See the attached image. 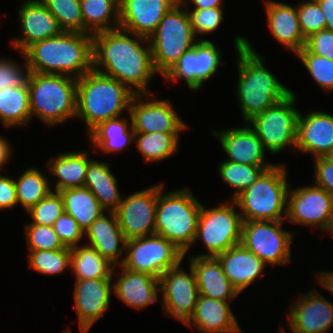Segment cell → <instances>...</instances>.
<instances>
[{
	"label": "cell",
	"instance_id": "1",
	"mask_svg": "<svg viewBox=\"0 0 333 333\" xmlns=\"http://www.w3.org/2000/svg\"><path fill=\"white\" fill-rule=\"evenodd\" d=\"M142 42L148 46L142 47ZM92 55L93 70L117 79L135 94H144L148 98L153 95L147 86L158 72L148 38L121 28L101 31L92 35Z\"/></svg>",
	"mask_w": 333,
	"mask_h": 333
},
{
	"label": "cell",
	"instance_id": "2",
	"mask_svg": "<svg viewBox=\"0 0 333 333\" xmlns=\"http://www.w3.org/2000/svg\"><path fill=\"white\" fill-rule=\"evenodd\" d=\"M238 57L237 96L245 123L282 101L292 91L265 67L263 56L257 54L249 41L241 36L234 39Z\"/></svg>",
	"mask_w": 333,
	"mask_h": 333
},
{
	"label": "cell",
	"instance_id": "3",
	"mask_svg": "<svg viewBox=\"0 0 333 333\" xmlns=\"http://www.w3.org/2000/svg\"><path fill=\"white\" fill-rule=\"evenodd\" d=\"M22 54L30 72L78 79L93 69L92 34L62 31L33 43Z\"/></svg>",
	"mask_w": 333,
	"mask_h": 333
},
{
	"label": "cell",
	"instance_id": "4",
	"mask_svg": "<svg viewBox=\"0 0 333 333\" xmlns=\"http://www.w3.org/2000/svg\"><path fill=\"white\" fill-rule=\"evenodd\" d=\"M135 95L117 79L92 69L77 79L76 117L84 119L89 134L100 123L129 111Z\"/></svg>",
	"mask_w": 333,
	"mask_h": 333
},
{
	"label": "cell",
	"instance_id": "5",
	"mask_svg": "<svg viewBox=\"0 0 333 333\" xmlns=\"http://www.w3.org/2000/svg\"><path fill=\"white\" fill-rule=\"evenodd\" d=\"M159 184L155 234L173 243L184 255L194 244L202 204L187 188L163 194Z\"/></svg>",
	"mask_w": 333,
	"mask_h": 333
},
{
	"label": "cell",
	"instance_id": "6",
	"mask_svg": "<svg viewBox=\"0 0 333 333\" xmlns=\"http://www.w3.org/2000/svg\"><path fill=\"white\" fill-rule=\"evenodd\" d=\"M27 83L32 118L38 116L53 126L76 117L77 78L30 72Z\"/></svg>",
	"mask_w": 333,
	"mask_h": 333
},
{
	"label": "cell",
	"instance_id": "7",
	"mask_svg": "<svg viewBox=\"0 0 333 333\" xmlns=\"http://www.w3.org/2000/svg\"><path fill=\"white\" fill-rule=\"evenodd\" d=\"M284 165H273L234 201L243 221H283L287 215L289 185ZM284 211V215H282ZM284 216V218H283Z\"/></svg>",
	"mask_w": 333,
	"mask_h": 333
},
{
	"label": "cell",
	"instance_id": "8",
	"mask_svg": "<svg viewBox=\"0 0 333 333\" xmlns=\"http://www.w3.org/2000/svg\"><path fill=\"white\" fill-rule=\"evenodd\" d=\"M181 6V1L173 6L148 38L155 69L163 77L199 41L194 35L187 8L183 10Z\"/></svg>",
	"mask_w": 333,
	"mask_h": 333
},
{
	"label": "cell",
	"instance_id": "9",
	"mask_svg": "<svg viewBox=\"0 0 333 333\" xmlns=\"http://www.w3.org/2000/svg\"><path fill=\"white\" fill-rule=\"evenodd\" d=\"M230 202L207 210L202 205L194 244L202 239L208 254L198 257H216L241 243L243 218L235 212L236 202Z\"/></svg>",
	"mask_w": 333,
	"mask_h": 333
},
{
	"label": "cell",
	"instance_id": "10",
	"mask_svg": "<svg viewBox=\"0 0 333 333\" xmlns=\"http://www.w3.org/2000/svg\"><path fill=\"white\" fill-rule=\"evenodd\" d=\"M296 94L292 92L282 101L254 116L252 125L265 150L271 154L281 152L287 145L295 150L297 122L300 112L295 109Z\"/></svg>",
	"mask_w": 333,
	"mask_h": 333
},
{
	"label": "cell",
	"instance_id": "11",
	"mask_svg": "<svg viewBox=\"0 0 333 333\" xmlns=\"http://www.w3.org/2000/svg\"><path fill=\"white\" fill-rule=\"evenodd\" d=\"M126 257L120 265L126 269L159 278L170 268L181 264L184 253L163 236L153 234L126 240Z\"/></svg>",
	"mask_w": 333,
	"mask_h": 333
},
{
	"label": "cell",
	"instance_id": "12",
	"mask_svg": "<svg viewBox=\"0 0 333 333\" xmlns=\"http://www.w3.org/2000/svg\"><path fill=\"white\" fill-rule=\"evenodd\" d=\"M282 223L243 221L241 244L270 266L289 264L293 232L281 229Z\"/></svg>",
	"mask_w": 333,
	"mask_h": 333
},
{
	"label": "cell",
	"instance_id": "13",
	"mask_svg": "<svg viewBox=\"0 0 333 333\" xmlns=\"http://www.w3.org/2000/svg\"><path fill=\"white\" fill-rule=\"evenodd\" d=\"M159 184L122 199L115 211L126 240L155 234Z\"/></svg>",
	"mask_w": 333,
	"mask_h": 333
},
{
	"label": "cell",
	"instance_id": "14",
	"mask_svg": "<svg viewBox=\"0 0 333 333\" xmlns=\"http://www.w3.org/2000/svg\"><path fill=\"white\" fill-rule=\"evenodd\" d=\"M179 267L180 264L161 275L159 290L165 312L184 324L194 312L199 290L192 267L189 266V274Z\"/></svg>",
	"mask_w": 333,
	"mask_h": 333
},
{
	"label": "cell",
	"instance_id": "15",
	"mask_svg": "<svg viewBox=\"0 0 333 333\" xmlns=\"http://www.w3.org/2000/svg\"><path fill=\"white\" fill-rule=\"evenodd\" d=\"M332 210L333 196L315 184L288 191L286 219L291 223L324 230Z\"/></svg>",
	"mask_w": 333,
	"mask_h": 333
},
{
	"label": "cell",
	"instance_id": "16",
	"mask_svg": "<svg viewBox=\"0 0 333 333\" xmlns=\"http://www.w3.org/2000/svg\"><path fill=\"white\" fill-rule=\"evenodd\" d=\"M221 52L209 40H199L185 52L179 61L164 76L167 81L182 78L192 90H199L204 81L209 80L220 65Z\"/></svg>",
	"mask_w": 333,
	"mask_h": 333
},
{
	"label": "cell",
	"instance_id": "17",
	"mask_svg": "<svg viewBox=\"0 0 333 333\" xmlns=\"http://www.w3.org/2000/svg\"><path fill=\"white\" fill-rule=\"evenodd\" d=\"M142 96L144 94L134 96L129 110L135 133H181L187 129V125L173 110L171 101L153 97L151 101L144 102Z\"/></svg>",
	"mask_w": 333,
	"mask_h": 333
},
{
	"label": "cell",
	"instance_id": "18",
	"mask_svg": "<svg viewBox=\"0 0 333 333\" xmlns=\"http://www.w3.org/2000/svg\"><path fill=\"white\" fill-rule=\"evenodd\" d=\"M112 278L76 280L74 302L80 333H87L108 310Z\"/></svg>",
	"mask_w": 333,
	"mask_h": 333
},
{
	"label": "cell",
	"instance_id": "19",
	"mask_svg": "<svg viewBox=\"0 0 333 333\" xmlns=\"http://www.w3.org/2000/svg\"><path fill=\"white\" fill-rule=\"evenodd\" d=\"M293 305L288 319L293 333H327L332 326L333 303L316 290L302 294Z\"/></svg>",
	"mask_w": 333,
	"mask_h": 333
},
{
	"label": "cell",
	"instance_id": "20",
	"mask_svg": "<svg viewBox=\"0 0 333 333\" xmlns=\"http://www.w3.org/2000/svg\"><path fill=\"white\" fill-rule=\"evenodd\" d=\"M180 0H123L119 28L149 38L164 15Z\"/></svg>",
	"mask_w": 333,
	"mask_h": 333
},
{
	"label": "cell",
	"instance_id": "21",
	"mask_svg": "<svg viewBox=\"0 0 333 333\" xmlns=\"http://www.w3.org/2000/svg\"><path fill=\"white\" fill-rule=\"evenodd\" d=\"M22 36L13 46L23 53L33 43L59 35L62 30L54 15L40 0H27L19 9Z\"/></svg>",
	"mask_w": 333,
	"mask_h": 333
},
{
	"label": "cell",
	"instance_id": "22",
	"mask_svg": "<svg viewBox=\"0 0 333 333\" xmlns=\"http://www.w3.org/2000/svg\"><path fill=\"white\" fill-rule=\"evenodd\" d=\"M325 157L333 151V116L322 111L299 114L295 150Z\"/></svg>",
	"mask_w": 333,
	"mask_h": 333
},
{
	"label": "cell",
	"instance_id": "23",
	"mask_svg": "<svg viewBox=\"0 0 333 333\" xmlns=\"http://www.w3.org/2000/svg\"><path fill=\"white\" fill-rule=\"evenodd\" d=\"M246 124L240 128H230L220 132L214 130L212 134L219 138L221 147L228 155V161L261 166L266 170L273 165L265 164L266 150L256 132L248 123Z\"/></svg>",
	"mask_w": 333,
	"mask_h": 333
},
{
	"label": "cell",
	"instance_id": "24",
	"mask_svg": "<svg viewBox=\"0 0 333 333\" xmlns=\"http://www.w3.org/2000/svg\"><path fill=\"white\" fill-rule=\"evenodd\" d=\"M229 302L199 295L193 314L184 324L205 333H243Z\"/></svg>",
	"mask_w": 333,
	"mask_h": 333
},
{
	"label": "cell",
	"instance_id": "25",
	"mask_svg": "<svg viewBox=\"0 0 333 333\" xmlns=\"http://www.w3.org/2000/svg\"><path fill=\"white\" fill-rule=\"evenodd\" d=\"M224 274L241 293L262 274L264 263L241 243L216 256Z\"/></svg>",
	"mask_w": 333,
	"mask_h": 333
},
{
	"label": "cell",
	"instance_id": "26",
	"mask_svg": "<svg viewBox=\"0 0 333 333\" xmlns=\"http://www.w3.org/2000/svg\"><path fill=\"white\" fill-rule=\"evenodd\" d=\"M189 263L195 273L199 295L221 301H233L239 295L216 257L191 256Z\"/></svg>",
	"mask_w": 333,
	"mask_h": 333
},
{
	"label": "cell",
	"instance_id": "27",
	"mask_svg": "<svg viewBox=\"0 0 333 333\" xmlns=\"http://www.w3.org/2000/svg\"><path fill=\"white\" fill-rule=\"evenodd\" d=\"M122 268V274L113 284V293L130 307L138 310L155 303L158 300L159 278L147 273Z\"/></svg>",
	"mask_w": 333,
	"mask_h": 333
},
{
	"label": "cell",
	"instance_id": "28",
	"mask_svg": "<svg viewBox=\"0 0 333 333\" xmlns=\"http://www.w3.org/2000/svg\"><path fill=\"white\" fill-rule=\"evenodd\" d=\"M268 27L276 40L297 54L306 43L302 34L297 7L267 0L265 3Z\"/></svg>",
	"mask_w": 333,
	"mask_h": 333
},
{
	"label": "cell",
	"instance_id": "29",
	"mask_svg": "<svg viewBox=\"0 0 333 333\" xmlns=\"http://www.w3.org/2000/svg\"><path fill=\"white\" fill-rule=\"evenodd\" d=\"M108 214V218L105 213L97 218L84 234L87 235L88 242H90L89 246L95 248L113 265L118 266L119 264L120 266L117 258L122 256L126 249V239L119 226L116 213L108 212Z\"/></svg>",
	"mask_w": 333,
	"mask_h": 333
},
{
	"label": "cell",
	"instance_id": "30",
	"mask_svg": "<svg viewBox=\"0 0 333 333\" xmlns=\"http://www.w3.org/2000/svg\"><path fill=\"white\" fill-rule=\"evenodd\" d=\"M84 186L98 199L101 207L108 212H115L122 203L117 179L109 169L108 163L91 160L86 172Z\"/></svg>",
	"mask_w": 333,
	"mask_h": 333
},
{
	"label": "cell",
	"instance_id": "31",
	"mask_svg": "<svg viewBox=\"0 0 333 333\" xmlns=\"http://www.w3.org/2000/svg\"><path fill=\"white\" fill-rule=\"evenodd\" d=\"M92 159H89L86 151L59 153L57 157L48 161V169L56 180L55 191L84 186L87 167Z\"/></svg>",
	"mask_w": 333,
	"mask_h": 333
},
{
	"label": "cell",
	"instance_id": "32",
	"mask_svg": "<svg viewBox=\"0 0 333 333\" xmlns=\"http://www.w3.org/2000/svg\"><path fill=\"white\" fill-rule=\"evenodd\" d=\"M58 192L62 196L64 212L68 213L84 232L105 213L98 199L85 186Z\"/></svg>",
	"mask_w": 333,
	"mask_h": 333
},
{
	"label": "cell",
	"instance_id": "33",
	"mask_svg": "<svg viewBox=\"0 0 333 333\" xmlns=\"http://www.w3.org/2000/svg\"><path fill=\"white\" fill-rule=\"evenodd\" d=\"M130 123L127 118L119 117L108 119L95 127L88 135L94 149H101L104 153L119 152L134 142L135 132L132 126V118L129 113ZM130 124V125H128ZM131 126L130 130L129 127Z\"/></svg>",
	"mask_w": 333,
	"mask_h": 333
},
{
	"label": "cell",
	"instance_id": "34",
	"mask_svg": "<svg viewBox=\"0 0 333 333\" xmlns=\"http://www.w3.org/2000/svg\"><path fill=\"white\" fill-rule=\"evenodd\" d=\"M115 267L88 244L71 248L70 268L76 280L112 278Z\"/></svg>",
	"mask_w": 333,
	"mask_h": 333
},
{
	"label": "cell",
	"instance_id": "35",
	"mask_svg": "<svg viewBox=\"0 0 333 333\" xmlns=\"http://www.w3.org/2000/svg\"><path fill=\"white\" fill-rule=\"evenodd\" d=\"M80 7L85 34L93 35L101 31L119 28V4L114 0H80ZM109 23H113V26L111 27Z\"/></svg>",
	"mask_w": 333,
	"mask_h": 333
},
{
	"label": "cell",
	"instance_id": "36",
	"mask_svg": "<svg viewBox=\"0 0 333 333\" xmlns=\"http://www.w3.org/2000/svg\"><path fill=\"white\" fill-rule=\"evenodd\" d=\"M28 83L0 90V120L6 127L25 125L31 119Z\"/></svg>",
	"mask_w": 333,
	"mask_h": 333
},
{
	"label": "cell",
	"instance_id": "37",
	"mask_svg": "<svg viewBox=\"0 0 333 333\" xmlns=\"http://www.w3.org/2000/svg\"><path fill=\"white\" fill-rule=\"evenodd\" d=\"M136 147L148 162L168 159L177 152L179 133H135Z\"/></svg>",
	"mask_w": 333,
	"mask_h": 333
},
{
	"label": "cell",
	"instance_id": "38",
	"mask_svg": "<svg viewBox=\"0 0 333 333\" xmlns=\"http://www.w3.org/2000/svg\"><path fill=\"white\" fill-rule=\"evenodd\" d=\"M16 197L26 211L45 198L52 188L45 175L36 168H28L15 180Z\"/></svg>",
	"mask_w": 333,
	"mask_h": 333
},
{
	"label": "cell",
	"instance_id": "39",
	"mask_svg": "<svg viewBox=\"0 0 333 333\" xmlns=\"http://www.w3.org/2000/svg\"><path fill=\"white\" fill-rule=\"evenodd\" d=\"M264 170L261 166L240 164L228 160L221 162L219 166L221 178L237 190L234 196L231 197V200H234L239 194L250 187Z\"/></svg>",
	"mask_w": 333,
	"mask_h": 333
},
{
	"label": "cell",
	"instance_id": "40",
	"mask_svg": "<svg viewBox=\"0 0 333 333\" xmlns=\"http://www.w3.org/2000/svg\"><path fill=\"white\" fill-rule=\"evenodd\" d=\"M54 15L62 31L84 33L80 0H40Z\"/></svg>",
	"mask_w": 333,
	"mask_h": 333
},
{
	"label": "cell",
	"instance_id": "41",
	"mask_svg": "<svg viewBox=\"0 0 333 333\" xmlns=\"http://www.w3.org/2000/svg\"><path fill=\"white\" fill-rule=\"evenodd\" d=\"M29 266L35 271L54 275L60 274L70 267L71 248L59 250L30 251L28 255Z\"/></svg>",
	"mask_w": 333,
	"mask_h": 333
},
{
	"label": "cell",
	"instance_id": "42",
	"mask_svg": "<svg viewBox=\"0 0 333 333\" xmlns=\"http://www.w3.org/2000/svg\"><path fill=\"white\" fill-rule=\"evenodd\" d=\"M319 87L326 91L333 90V60L312 54L303 47L296 54Z\"/></svg>",
	"mask_w": 333,
	"mask_h": 333
},
{
	"label": "cell",
	"instance_id": "43",
	"mask_svg": "<svg viewBox=\"0 0 333 333\" xmlns=\"http://www.w3.org/2000/svg\"><path fill=\"white\" fill-rule=\"evenodd\" d=\"M32 218L30 224L53 226L54 222L64 213L62 196L59 192H50L34 207L27 211Z\"/></svg>",
	"mask_w": 333,
	"mask_h": 333
},
{
	"label": "cell",
	"instance_id": "44",
	"mask_svg": "<svg viewBox=\"0 0 333 333\" xmlns=\"http://www.w3.org/2000/svg\"><path fill=\"white\" fill-rule=\"evenodd\" d=\"M25 237L29 251L59 250L65 248L53 226L28 224Z\"/></svg>",
	"mask_w": 333,
	"mask_h": 333
},
{
	"label": "cell",
	"instance_id": "45",
	"mask_svg": "<svg viewBox=\"0 0 333 333\" xmlns=\"http://www.w3.org/2000/svg\"><path fill=\"white\" fill-rule=\"evenodd\" d=\"M299 24L305 38L325 29L326 17L316 0L305 1L297 6Z\"/></svg>",
	"mask_w": 333,
	"mask_h": 333
},
{
	"label": "cell",
	"instance_id": "46",
	"mask_svg": "<svg viewBox=\"0 0 333 333\" xmlns=\"http://www.w3.org/2000/svg\"><path fill=\"white\" fill-rule=\"evenodd\" d=\"M187 10H189L192 29L197 40H205L199 38V34H209L215 31L223 20L222 7L193 10L187 8Z\"/></svg>",
	"mask_w": 333,
	"mask_h": 333
},
{
	"label": "cell",
	"instance_id": "47",
	"mask_svg": "<svg viewBox=\"0 0 333 333\" xmlns=\"http://www.w3.org/2000/svg\"><path fill=\"white\" fill-rule=\"evenodd\" d=\"M53 228L65 247H77L85 236L79 224L66 212L54 222Z\"/></svg>",
	"mask_w": 333,
	"mask_h": 333
},
{
	"label": "cell",
	"instance_id": "48",
	"mask_svg": "<svg viewBox=\"0 0 333 333\" xmlns=\"http://www.w3.org/2000/svg\"><path fill=\"white\" fill-rule=\"evenodd\" d=\"M23 57L25 58L26 74L19 64L0 58V90L7 87H22L27 83L30 71L27 68L24 54Z\"/></svg>",
	"mask_w": 333,
	"mask_h": 333
},
{
	"label": "cell",
	"instance_id": "49",
	"mask_svg": "<svg viewBox=\"0 0 333 333\" xmlns=\"http://www.w3.org/2000/svg\"><path fill=\"white\" fill-rule=\"evenodd\" d=\"M304 47L312 54L333 60V31L323 29L311 34Z\"/></svg>",
	"mask_w": 333,
	"mask_h": 333
},
{
	"label": "cell",
	"instance_id": "50",
	"mask_svg": "<svg viewBox=\"0 0 333 333\" xmlns=\"http://www.w3.org/2000/svg\"><path fill=\"white\" fill-rule=\"evenodd\" d=\"M314 164L315 185L333 196V163L325 157H317L314 159Z\"/></svg>",
	"mask_w": 333,
	"mask_h": 333
},
{
	"label": "cell",
	"instance_id": "51",
	"mask_svg": "<svg viewBox=\"0 0 333 333\" xmlns=\"http://www.w3.org/2000/svg\"><path fill=\"white\" fill-rule=\"evenodd\" d=\"M18 205L15 179L0 173V210Z\"/></svg>",
	"mask_w": 333,
	"mask_h": 333
},
{
	"label": "cell",
	"instance_id": "52",
	"mask_svg": "<svg viewBox=\"0 0 333 333\" xmlns=\"http://www.w3.org/2000/svg\"><path fill=\"white\" fill-rule=\"evenodd\" d=\"M321 7L325 17V29L333 31V0H316Z\"/></svg>",
	"mask_w": 333,
	"mask_h": 333
},
{
	"label": "cell",
	"instance_id": "53",
	"mask_svg": "<svg viewBox=\"0 0 333 333\" xmlns=\"http://www.w3.org/2000/svg\"><path fill=\"white\" fill-rule=\"evenodd\" d=\"M184 5L188 3V1L192 2L195 7L194 9H209V8H217L222 7L223 0H180Z\"/></svg>",
	"mask_w": 333,
	"mask_h": 333
},
{
	"label": "cell",
	"instance_id": "54",
	"mask_svg": "<svg viewBox=\"0 0 333 333\" xmlns=\"http://www.w3.org/2000/svg\"><path fill=\"white\" fill-rule=\"evenodd\" d=\"M11 146L9 145L8 141L3 137L0 136V173L3 166L10 160V152Z\"/></svg>",
	"mask_w": 333,
	"mask_h": 333
},
{
	"label": "cell",
	"instance_id": "55",
	"mask_svg": "<svg viewBox=\"0 0 333 333\" xmlns=\"http://www.w3.org/2000/svg\"><path fill=\"white\" fill-rule=\"evenodd\" d=\"M319 277V283L321 286H323L325 289L330 291V293L333 294V272H320L317 275V279Z\"/></svg>",
	"mask_w": 333,
	"mask_h": 333
},
{
	"label": "cell",
	"instance_id": "56",
	"mask_svg": "<svg viewBox=\"0 0 333 333\" xmlns=\"http://www.w3.org/2000/svg\"><path fill=\"white\" fill-rule=\"evenodd\" d=\"M326 230V232H329V234H333V210L330 214L329 220H328V224L326 226V228L324 229Z\"/></svg>",
	"mask_w": 333,
	"mask_h": 333
},
{
	"label": "cell",
	"instance_id": "57",
	"mask_svg": "<svg viewBox=\"0 0 333 333\" xmlns=\"http://www.w3.org/2000/svg\"><path fill=\"white\" fill-rule=\"evenodd\" d=\"M325 158L330 161L331 163H333V151L329 152Z\"/></svg>",
	"mask_w": 333,
	"mask_h": 333
},
{
	"label": "cell",
	"instance_id": "58",
	"mask_svg": "<svg viewBox=\"0 0 333 333\" xmlns=\"http://www.w3.org/2000/svg\"><path fill=\"white\" fill-rule=\"evenodd\" d=\"M116 3H118L119 5L123 2V0H114Z\"/></svg>",
	"mask_w": 333,
	"mask_h": 333
},
{
	"label": "cell",
	"instance_id": "59",
	"mask_svg": "<svg viewBox=\"0 0 333 333\" xmlns=\"http://www.w3.org/2000/svg\"><path fill=\"white\" fill-rule=\"evenodd\" d=\"M64 333H71V331H70V329H69V330L64 331Z\"/></svg>",
	"mask_w": 333,
	"mask_h": 333
},
{
	"label": "cell",
	"instance_id": "60",
	"mask_svg": "<svg viewBox=\"0 0 333 333\" xmlns=\"http://www.w3.org/2000/svg\"><path fill=\"white\" fill-rule=\"evenodd\" d=\"M283 330H284V329H281V330L279 331V333H286V332H284Z\"/></svg>",
	"mask_w": 333,
	"mask_h": 333
}]
</instances>
